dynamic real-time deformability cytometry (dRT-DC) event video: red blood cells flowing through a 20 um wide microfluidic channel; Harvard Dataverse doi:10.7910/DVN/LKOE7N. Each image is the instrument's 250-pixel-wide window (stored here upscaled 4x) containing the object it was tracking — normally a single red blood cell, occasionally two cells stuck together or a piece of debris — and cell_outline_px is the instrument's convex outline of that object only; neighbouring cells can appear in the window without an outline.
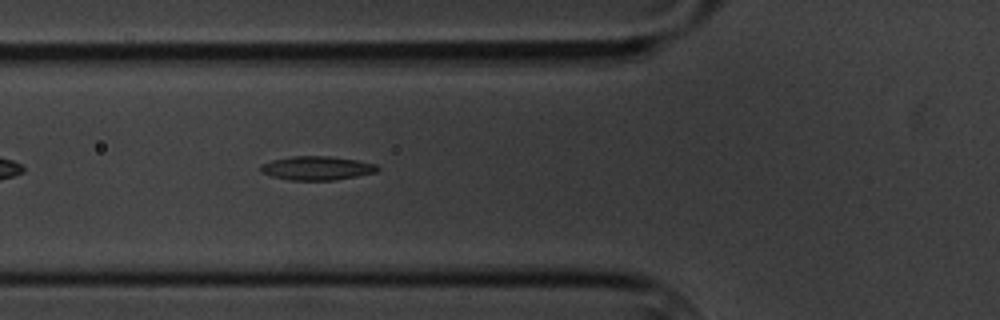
{"species": "common noctule bat (a hibernating species)", "species_latin": "Nyctalus noctula", "temperature_condition": "cold", "stored_images_in_passage": 5, "camera_frame_rate_fps": 3000, "um_per_image_px": 0.085, "animal": {"sex": "male", "body_mass_g": 20.1, "forearm_length_mm": 53.5}, "frame": {"image": 1, "passage_image": 5, "time_ms": 5.667, "image_size_px": [1000, 320], "cell_outline_px": [[380, 168], [376, 172], [336, 180], [288, 180], [272, 176], [260, 172], [260, 164], [272, 160], [292, 156], [332, 156], [356, 160], [376, 164]], "centroid_in_image_um": [26.91, 14.29], "position_along_channel_um": 98.9, "area_um2": 16.3}}